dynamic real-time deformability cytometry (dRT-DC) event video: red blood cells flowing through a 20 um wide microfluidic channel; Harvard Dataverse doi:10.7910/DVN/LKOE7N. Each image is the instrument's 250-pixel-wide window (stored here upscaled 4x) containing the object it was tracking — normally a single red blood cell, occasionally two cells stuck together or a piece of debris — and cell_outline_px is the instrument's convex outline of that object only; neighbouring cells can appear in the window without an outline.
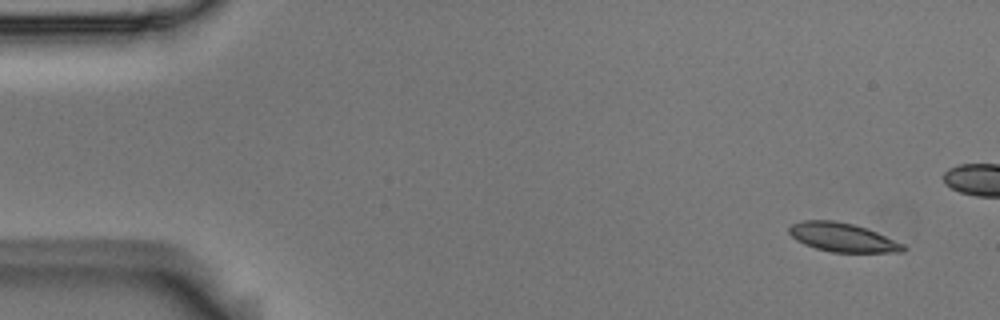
{"species": "Egyptian fruit bat (a non-hibernating species)", "species_latin": "Rousettus aegyptiacus", "temperature_condition": "room temperature", "stored_images_in_passage": 4, "segment_of_instrument_passage": [2, 2], "camera_frame_rate_fps": 3000, "um_per_image_px": 0.085, "animal": {"sex": "male"}, "frame": {"image": 1, "passage_image": 4, "time_ms": 1.0, "image_size_px": [1000, 320], "cell_outline_px": [[908, 248], [904, 252], [832, 252], [816, 248], [804, 244], [796, 240], [788, 232], [788, 228], [792, 224], [804, 220], [832, 220], [852, 224], [868, 228], [904, 244]], "centroid_in_image_um": [71.64, 20.18], "position_along_channel_um": 13.4, "area_um2": 19.19}}